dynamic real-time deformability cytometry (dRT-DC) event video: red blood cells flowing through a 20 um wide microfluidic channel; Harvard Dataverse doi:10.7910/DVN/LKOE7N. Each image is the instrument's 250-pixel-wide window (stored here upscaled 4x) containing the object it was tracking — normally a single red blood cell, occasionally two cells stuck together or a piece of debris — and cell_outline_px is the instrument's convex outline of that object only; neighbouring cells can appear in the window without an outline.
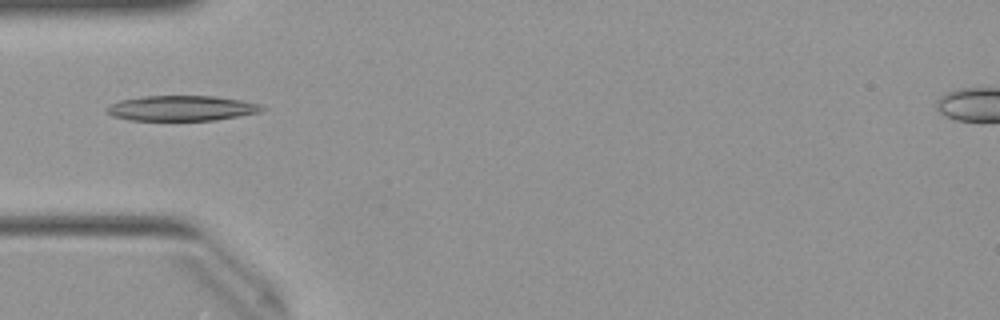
{"species": "Egyptian fruit bat (a non-hibernating species)", "species_latin": "Rousettus aegyptiacus", "temperature_condition": "warm", "stored_images_in_passage": 44, "camera_frame_rate_fps": 3000, "um_per_image_px": 0.085, "animal": {"sex": "female"}, "frame": {"image": 1, "passage_image": 9, "time_ms": 2.667, "image_size_px": [1000, 320], "cell_outline_px": [[264, 108], [260, 112], [240, 116], [216, 120], [128, 120], [112, 116], [108, 112], [108, 108], [112, 104], [120, 100], [144, 96], [216, 96], [244, 100], [260, 104]], "centroid_in_image_um": [15.49, 9.19], "position_along_channel_um": 69.5, "area_um2": 22.77}}
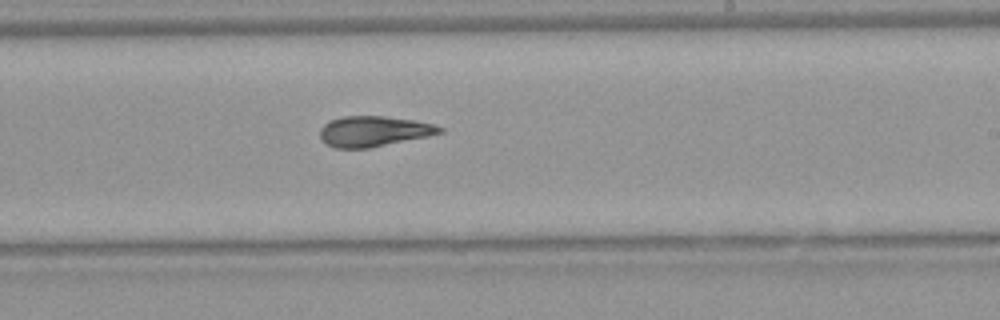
{"frame": {"image": 2, "passage_image": 23, "time_ms": 7.333, "image_size_px": [1000, 320], "cell_outline_px": [[444, 132], [428, 136], [372, 148], [332, 148], [324, 144], [320, 140], [320, 128], [328, 120], [344, 116], [384, 116], [412, 120], [432, 124], [444, 128]], "centroid_in_image_um": [31.71, 11.17], "position_along_channel_um": 257.3, "area_um2": 21.5}}
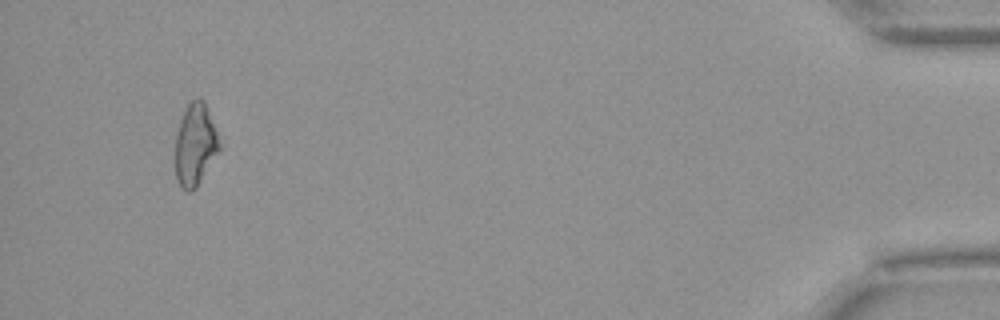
{"frame": {"image": 3, "passage_image": 41, "time_ms": 13.333, "image_size_px": [1000, 320], "cell_outline_px": [[224, 144], [196, 188], [192, 192], [188, 192], [180, 188], [176, 180], [176, 136], [180, 120], [188, 104], [196, 96], [200, 96], [204, 100]], "centroid_in_image_um": [16.64, 12.29], "position_along_channel_um": 418.6, "area_um2": 21.73}, "authors_computed_cell_mechanics": {"area_um2": 21.675, "velocity_mm_per_s": 4.0226, "shape_relaxation_time_tau1_ms": 6.662, "shape_relaxation_time_tau2_ms": 2.2991, "deformation_change_tau1": 0.2159, "deformation_change_tau2": 0.1098}}